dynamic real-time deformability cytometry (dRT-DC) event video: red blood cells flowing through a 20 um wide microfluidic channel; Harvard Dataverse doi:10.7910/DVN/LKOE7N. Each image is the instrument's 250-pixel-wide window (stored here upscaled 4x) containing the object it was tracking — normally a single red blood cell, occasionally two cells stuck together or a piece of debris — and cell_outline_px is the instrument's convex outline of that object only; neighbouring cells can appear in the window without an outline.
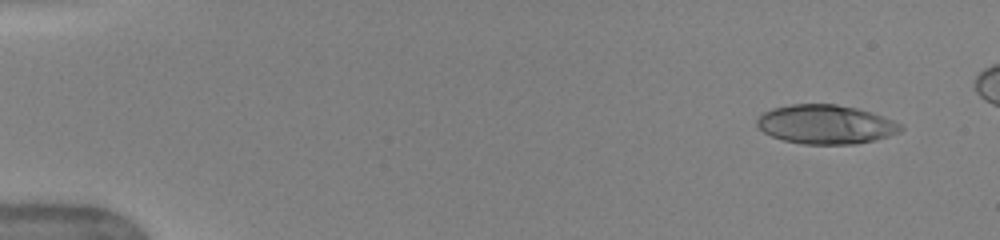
{"species": "human", "species_latin": "Homo sapiens", "temperature_condition": "warm", "stored_images_in_passage": 21, "camera_frame_rate_fps": 3000, "um_per_image_px": 0.085, "donor": {"sex": "female"}, "frame": {"image": 1, "passage_image": 4, "time_ms": 1.0, "image_size_px": [1000, 240], "cell_outline_px": [[904, 128], [900, 132], [876, 140], [856, 144], [804, 144], [784, 140], [772, 136], [764, 132], [756, 124], [756, 120], [764, 112], [772, 108], [792, 104], [836, 104], [856, 108], [892, 120], [900, 124]], "centroid_in_image_um": [70.18, 10.58], "position_along_channel_um": 14.8, "area_um2": 32.48}}